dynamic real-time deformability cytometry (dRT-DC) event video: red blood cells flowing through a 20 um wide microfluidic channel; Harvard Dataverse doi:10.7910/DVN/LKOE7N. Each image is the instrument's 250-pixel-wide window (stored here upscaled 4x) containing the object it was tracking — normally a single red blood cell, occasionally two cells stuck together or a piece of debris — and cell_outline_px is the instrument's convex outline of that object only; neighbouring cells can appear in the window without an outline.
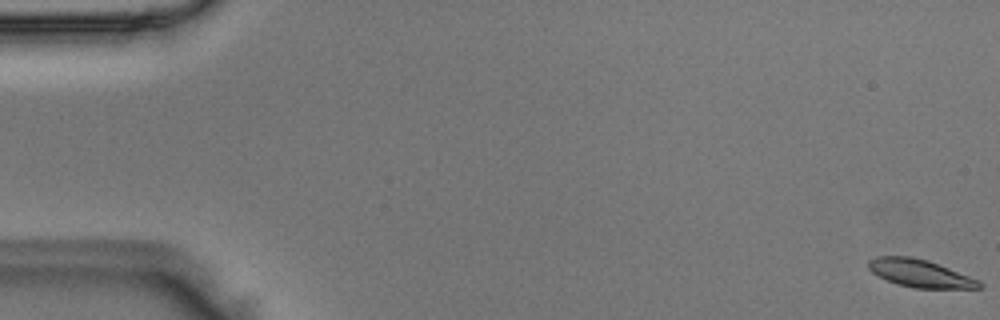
{"species": "Egyptian fruit bat (a non-hibernating species)", "species_latin": "Rousettus aegyptiacus", "temperature_condition": "room temperature", "stored_images_in_passage": 54, "camera_frame_rate_fps": 3000, "um_per_image_px": 0.085, "animal": {"sex": "male"}, "frame": {"image": 1, "passage_image": 1, "time_ms": 0.0, "image_size_px": [1000, 320], "cell_outline_px": [[984, 284], [980, 288], [916, 288], [900, 284], [888, 280], [872, 272], [868, 268], [868, 260], [876, 256], [912, 256], [928, 260], [980, 280]], "centroid_in_image_um": [78.22, 23.22], "position_along_channel_um": 6.8, "area_um2": 17.74}}
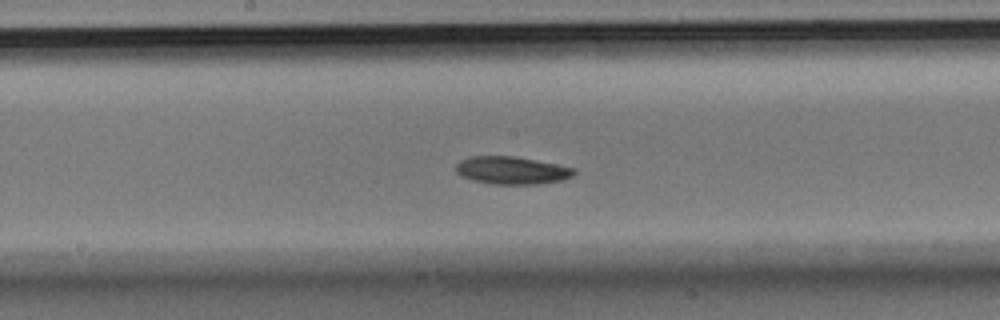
{"frame": {"image": 2, "passage_image": 28, "time_ms": 9.0, "image_size_px": [1000, 320], "cell_outline_px": [[576, 172], [572, 176], [564, 180], [536, 184], [492, 184], [472, 180], [460, 176], [456, 172], [456, 164], [460, 160], [472, 156], [516, 156], [576, 168]], "centroid_in_image_um": [43.5, 14.48], "position_along_channel_um": 204.7, "area_um2": 19.19}}
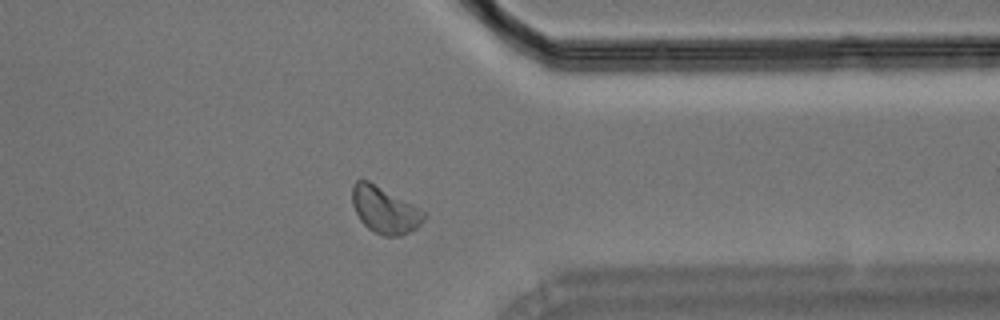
{"frame": {"image": 3, "passage_image": 42, "time_ms": 13.667, "image_size_px": [1000, 320], "cell_outline_px": [[428, 212], [424, 220], [416, 228], [400, 236], [384, 236], [368, 228], [360, 220], [352, 204], [352, 184], [356, 180], [368, 180]], "centroid_in_image_um": [32.71, 17.84], "position_along_channel_um": 378.7, "area_um2": 19.48}}